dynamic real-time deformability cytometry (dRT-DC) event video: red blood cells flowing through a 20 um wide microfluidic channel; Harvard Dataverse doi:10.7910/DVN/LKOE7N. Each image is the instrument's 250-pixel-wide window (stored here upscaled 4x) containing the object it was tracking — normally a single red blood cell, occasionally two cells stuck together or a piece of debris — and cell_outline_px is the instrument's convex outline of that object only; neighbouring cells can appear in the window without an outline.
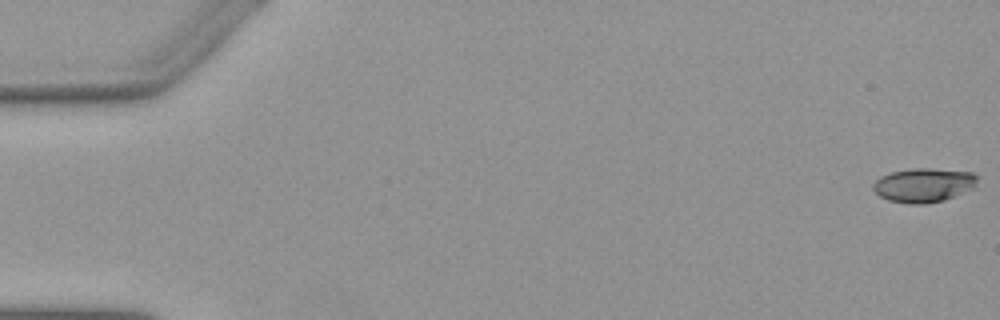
{"species": "Egyptian fruit bat (a non-hibernating species)", "species_latin": "Rousettus aegyptiacus", "temperature_condition": "warm", "stored_images_in_passage": 53, "camera_frame_rate_fps": 3000, "um_per_image_px": 0.085, "animal": {"sex": "female"}, "frame": {"image": 1, "passage_image": 1, "time_ms": 0.0, "image_size_px": [1000, 320], "cell_outline_px": [[976, 180], [972, 188], [944, 200], [924, 204], [908, 204], [888, 200], [880, 196], [872, 188], [872, 184], [880, 176], [892, 172], [912, 168], [928, 168], [972, 172], [976, 176]], "centroid_in_image_um": [78.46, 15.73], "position_along_channel_um": 6.5, "area_um2": 20.52}}
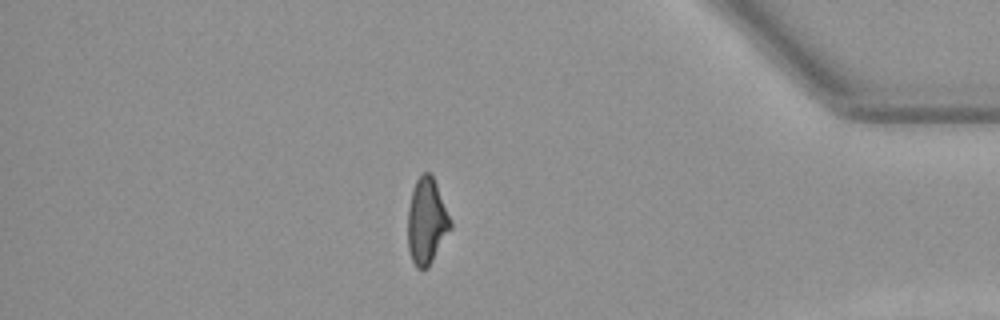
{"frame": {"image": 2, "passage_image": 46, "time_ms": 15.0, "image_size_px": [1000, 320], "cell_outline_px": [[452, 228], [428, 268], [420, 272], [416, 268], [412, 260], [408, 248], [408, 208], [412, 188], [416, 180], [424, 172], [432, 172], [452, 220]], "centroid_in_image_um": [36.28, 18.81], "position_along_channel_um": 398.9, "area_um2": 21.91}}
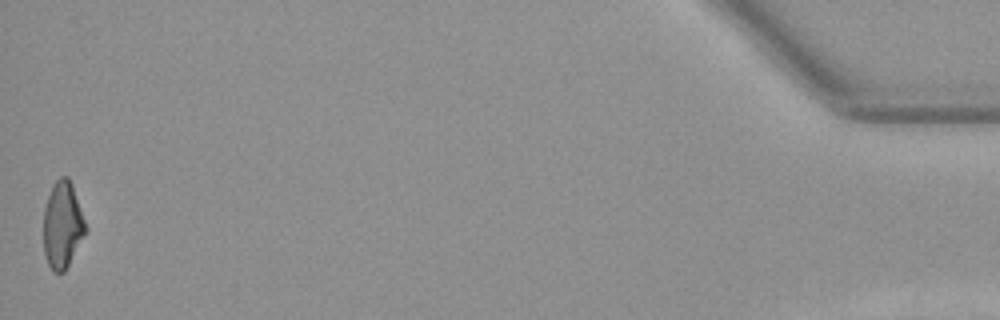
{"frame": {"image": 3, "passage_image": 53, "time_ms": 17.333, "image_size_px": [1000, 320], "cell_outline_px": [[88, 232], [64, 272], [52, 272], [44, 256], [44, 208], [52, 184], [60, 176], [68, 176], [72, 184], [88, 228]], "centroid_in_image_um": [5.33, 19.13], "position_along_channel_um": 429.9, "area_um2": 21.62}}